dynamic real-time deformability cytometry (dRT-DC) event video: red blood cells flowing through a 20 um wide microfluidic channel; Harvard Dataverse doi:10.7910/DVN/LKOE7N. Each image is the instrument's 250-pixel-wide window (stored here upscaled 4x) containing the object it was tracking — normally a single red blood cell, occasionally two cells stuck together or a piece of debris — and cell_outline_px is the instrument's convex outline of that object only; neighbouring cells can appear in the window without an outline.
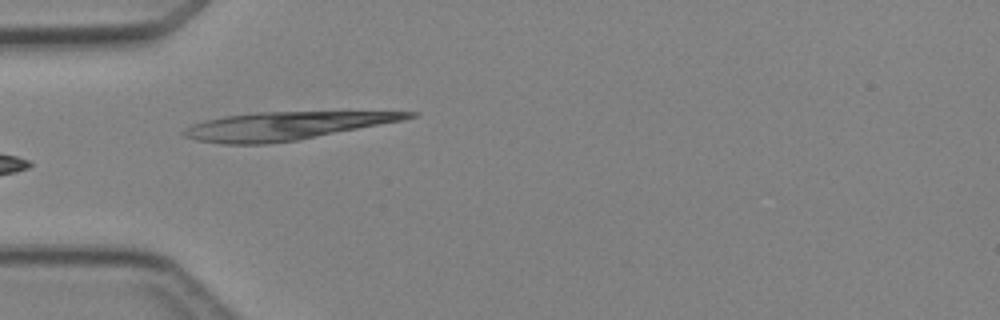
{"species": "Egyptian fruit bat (a non-hibernating species)", "species_latin": "Rousettus aegyptiacus", "temperature_condition": "cold", "stored_images_in_passage": 6, "camera_frame_rate_fps": 3000, "um_per_image_px": 0.085, "animal": {"sex": "female"}, "frame": {"image": 1, "passage_image": 5, "time_ms": 5.333, "image_size_px": [1000, 320], "cell_outline_px": [[420, 112], [416, 116], [404, 120], [296, 140], [268, 144], [224, 144], [196, 140], [184, 136], [180, 132], [184, 128], [192, 124], [204, 120], [224, 116], [256, 112]], "centroid_in_image_um": [24.2, 10.7], "position_along_channel_um": 60.8, "area_um2": 36.3}}